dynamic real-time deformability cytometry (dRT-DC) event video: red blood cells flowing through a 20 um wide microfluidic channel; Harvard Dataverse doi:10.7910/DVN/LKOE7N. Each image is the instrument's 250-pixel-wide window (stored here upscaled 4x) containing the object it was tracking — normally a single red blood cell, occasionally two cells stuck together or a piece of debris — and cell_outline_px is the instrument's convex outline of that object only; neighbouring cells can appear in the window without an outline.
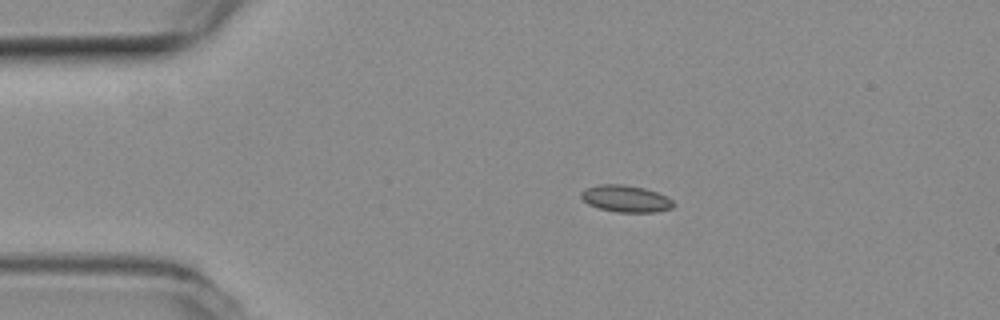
{"species": "common noctule bat (a hibernating species)", "species_latin": "Nyctalus noctula", "temperature_condition": "room temperature", "stored_images_in_passage": 44, "camera_frame_rate_fps": 3000, "um_per_image_px": 0.085, "animal": {"sex": "female", "body_mass_g": 19.3, "forearm_length_mm": 54.1}, "frame": {"image": 1, "passage_image": 1, "time_ms": 0.0, "image_size_px": [1000, 320], "cell_outline_px": [[676, 204], [672, 208], [656, 212], [616, 212], [600, 208], [588, 204], [580, 196], [580, 192], [584, 188], [600, 184], [624, 184], [644, 188], [656, 192], [672, 200]], "centroid_in_image_um": [53.17, 16.88], "position_along_channel_um": 31.8, "area_um2": 14.45}}
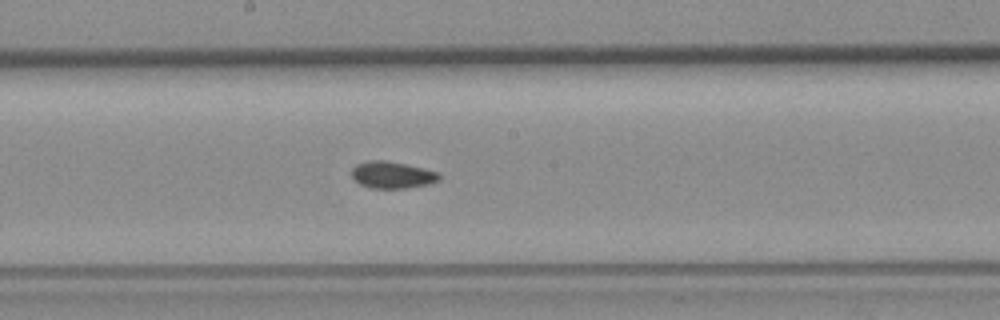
{"frame": {"image": 2, "passage_image": 19, "time_ms": 6.0, "image_size_px": [1000, 320], "cell_outline_px": [[440, 180], [428, 184], [404, 188], [372, 188], [360, 184], [352, 176], [352, 168], [356, 164], [368, 160], [384, 160], [424, 168], [440, 172]], "centroid_in_image_um": [33.35, 14.86], "position_along_channel_um": 214.8, "area_um2": 13.64}}
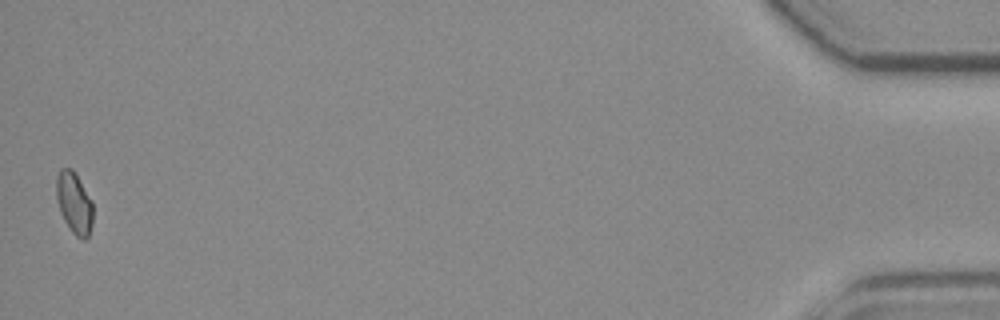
{"frame": {"image": 3, "passage_image": 44, "time_ms": 14.333, "image_size_px": [1000, 320], "cell_outline_px": [[92, 224], [88, 236], [84, 240], [76, 236], [72, 232], [64, 220], [60, 212], [56, 200], [56, 176], [60, 168], [72, 168], [92, 200]], "centroid_in_image_um": [6.29, 17.24], "position_along_channel_um": 428.9, "area_um2": 13.18}, "authors_computed_cell_mechanics": {"area_um2": 13.6986, "velocity_mm_per_s": 3.7911, "shape_relaxation_time_tau1_ms": null, "shape_relaxation_time_tau2_ms": 3.0544, "deformation_change_tau1": null, "deformation_change_tau2": 0.0635}}